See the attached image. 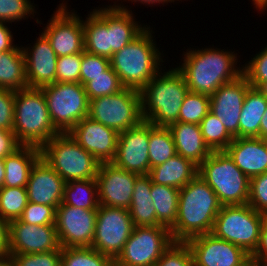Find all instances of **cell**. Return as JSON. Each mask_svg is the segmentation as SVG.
Instances as JSON below:
<instances>
[{
	"label": "cell",
	"mask_w": 267,
	"mask_h": 266,
	"mask_svg": "<svg viewBox=\"0 0 267 266\" xmlns=\"http://www.w3.org/2000/svg\"><path fill=\"white\" fill-rule=\"evenodd\" d=\"M192 49L190 47L183 52V63L177 66L191 92L210 96L220 86L236 80L243 74V65L240 67L239 64L238 67L239 59L235 50L232 52L209 46L204 49Z\"/></svg>",
	"instance_id": "6da1fadb"
},
{
	"label": "cell",
	"mask_w": 267,
	"mask_h": 266,
	"mask_svg": "<svg viewBox=\"0 0 267 266\" xmlns=\"http://www.w3.org/2000/svg\"><path fill=\"white\" fill-rule=\"evenodd\" d=\"M221 207L214 190L197 174L179 189L177 219L170 228L174 241L211 233Z\"/></svg>",
	"instance_id": "7a4b0ae2"
},
{
	"label": "cell",
	"mask_w": 267,
	"mask_h": 266,
	"mask_svg": "<svg viewBox=\"0 0 267 266\" xmlns=\"http://www.w3.org/2000/svg\"><path fill=\"white\" fill-rule=\"evenodd\" d=\"M150 25L131 43L115 52L110 58L115 71L125 88L141 91L162 69L163 51L156 45Z\"/></svg>",
	"instance_id": "3957f363"
},
{
	"label": "cell",
	"mask_w": 267,
	"mask_h": 266,
	"mask_svg": "<svg viewBox=\"0 0 267 266\" xmlns=\"http://www.w3.org/2000/svg\"><path fill=\"white\" fill-rule=\"evenodd\" d=\"M162 70L140 91L142 116L150 124L168 127L178 121L189 88L177 67Z\"/></svg>",
	"instance_id": "277c9868"
},
{
	"label": "cell",
	"mask_w": 267,
	"mask_h": 266,
	"mask_svg": "<svg viewBox=\"0 0 267 266\" xmlns=\"http://www.w3.org/2000/svg\"><path fill=\"white\" fill-rule=\"evenodd\" d=\"M13 132L21 145L41 148L59 134L54 128L45 95L39 88L16 91Z\"/></svg>",
	"instance_id": "5b68a950"
},
{
	"label": "cell",
	"mask_w": 267,
	"mask_h": 266,
	"mask_svg": "<svg viewBox=\"0 0 267 266\" xmlns=\"http://www.w3.org/2000/svg\"><path fill=\"white\" fill-rule=\"evenodd\" d=\"M198 175L214 190L222 206L248 204L250 179L226 151H212L198 166Z\"/></svg>",
	"instance_id": "8992f818"
},
{
	"label": "cell",
	"mask_w": 267,
	"mask_h": 266,
	"mask_svg": "<svg viewBox=\"0 0 267 266\" xmlns=\"http://www.w3.org/2000/svg\"><path fill=\"white\" fill-rule=\"evenodd\" d=\"M41 158L67 183L95 179L100 162L69 133H59L41 148Z\"/></svg>",
	"instance_id": "52a82bcc"
},
{
	"label": "cell",
	"mask_w": 267,
	"mask_h": 266,
	"mask_svg": "<svg viewBox=\"0 0 267 266\" xmlns=\"http://www.w3.org/2000/svg\"><path fill=\"white\" fill-rule=\"evenodd\" d=\"M265 217L249 204L222 206L211 233L241 247L251 256L258 246Z\"/></svg>",
	"instance_id": "ba28073f"
},
{
	"label": "cell",
	"mask_w": 267,
	"mask_h": 266,
	"mask_svg": "<svg viewBox=\"0 0 267 266\" xmlns=\"http://www.w3.org/2000/svg\"><path fill=\"white\" fill-rule=\"evenodd\" d=\"M40 89L45 95L51 122L59 133H68L88 117L89 98L81 83L55 82Z\"/></svg>",
	"instance_id": "9c48e42d"
},
{
	"label": "cell",
	"mask_w": 267,
	"mask_h": 266,
	"mask_svg": "<svg viewBox=\"0 0 267 266\" xmlns=\"http://www.w3.org/2000/svg\"><path fill=\"white\" fill-rule=\"evenodd\" d=\"M88 117L118 133L143 121L141 94L132 88L89 100Z\"/></svg>",
	"instance_id": "30bf717a"
},
{
	"label": "cell",
	"mask_w": 267,
	"mask_h": 266,
	"mask_svg": "<svg viewBox=\"0 0 267 266\" xmlns=\"http://www.w3.org/2000/svg\"><path fill=\"white\" fill-rule=\"evenodd\" d=\"M173 242L171 230L163 225L134 226L114 266H155Z\"/></svg>",
	"instance_id": "8fae6325"
},
{
	"label": "cell",
	"mask_w": 267,
	"mask_h": 266,
	"mask_svg": "<svg viewBox=\"0 0 267 266\" xmlns=\"http://www.w3.org/2000/svg\"><path fill=\"white\" fill-rule=\"evenodd\" d=\"M133 229L128 209L99 205L91 247L114 262L123 251Z\"/></svg>",
	"instance_id": "7c38bea8"
},
{
	"label": "cell",
	"mask_w": 267,
	"mask_h": 266,
	"mask_svg": "<svg viewBox=\"0 0 267 266\" xmlns=\"http://www.w3.org/2000/svg\"><path fill=\"white\" fill-rule=\"evenodd\" d=\"M66 2L60 3L51 15L42 33L58 57L84 51V29L82 16L70 10ZM69 9V10H68Z\"/></svg>",
	"instance_id": "4fadbf2b"
},
{
	"label": "cell",
	"mask_w": 267,
	"mask_h": 266,
	"mask_svg": "<svg viewBox=\"0 0 267 266\" xmlns=\"http://www.w3.org/2000/svg\"><path fill=\"white\" fill-rule=\"evenodd\" d=\"M186 243L191 249L194 266H253L250 255L241 247L212 233L197 235Z\"/></svg>",
	"instance_id": "5bb4252c"
},
{
	"label": "cell",
	"mask_w": 267,
	"mask_h": 266,
	"mask_svg": "<svg viewBox=\"0 0 267 266\" xmlns=\"http://www.w3.org/2000/svg\"><path fill=\"white\" fill-rule=\"evenodd\" d=\"M97 210L61 203L56 209V230L61 248L91 247Z\"/></svg>",
	"instance_id": "9a60e30c"
},
{
	"label": "cell",
	"mask_w": 267,
	"mask_h": 266,
	"mask_svg": "<svg viewBox=\"0 0 267 266\" xmlns=\"http://www.w3.org/2000/svg\"><path fill=\"white\" fill-rule=\"evenodd\" d=\"M114 165L138 175L149 174V122L142 121L135 127L119 133Z\"/></svg>",
	"instance_id": "2e32d148"
},
{
	"label": "cell",
	"mask_w": 267,
	"mask_h": 266,
	"mask_svg": "<svg viewBox=\"0 0 267 266\" xmlns=\"http://www.w3.org/2000/svg\"><path fill=\"white\" fill-rule=\"evenodd\" d=\"M8 253L32 254L58 250L61 246L55 225H31L19 219L8 223Z\"/></svg>",
	"instance_id": "e0dca14e"
},
{
	"label": "cell",
	"mask_w": 267,
	"mask_h": 266,
	"mask_svg": "<svg viewBox=\"0 0 267 266\" xmlns=\"http://www.w3.org/2000/svg\"><path fill=\"white\" fill-rule=\"evenodd\" d=\"M138 176L117 167L112 162L101 163L95 177L99 205L129 209Z\"/></svg>",
	"instance_id": "ac0fdd59"
},
{
	"label": "cell",
	"mask_w": 267,
	"mask_h": 266,
	"mask_svg": "<svg viewBox=\"0 0 267 266\" xmlns=\"http://www.w3.org/2000/svg\"><path fill=\"white\" fill-rule=\"evenodd\" d=\"M250 87L247 78L242 74L210 95V112L222 122L233 138L239 137L240 114Z\"/></svg>",
	"instance_id": "d6986e66"
},
{
	"label": "cell",
	"mask_w": 267,
	"mask_h": 266,
	"mask_svg": "<svg viewBox=\"0 0 267 266\" xmlns=\"http://www.w3.org/2000/svg\"><path fill=\"white\" fill-rule=\"evenodd\" d=\"M68 133L100 163L114 160L119 133L113 128L85 117Z\"/></svg>",
	"instance_id": "ffe728a7"
},
{
	"label": "cell",
	"mask_w": 267,
	"mask_h": 266,
	"mask_svg": "<svg viewBox=\"0 0 267 266\" xmlns=\"http://www.w3.org/2000/svg\"><path fill=\"white\" fill-rule=\"evenodd\" d=\"M30 46L22 47L28 88L40 89L55 83L58 56L46 36L39 34L33 46Z\"/></svg>",
	"instance_id": "44dd1931"
},
{
	"label": "cell",
	"mask_w": 267,
	"mask_h": 266,
	"mask_svg": "<svg viewBox=\"0 0 267 266\" xmlns=\"http://www.w3.org/2000/svg\"><path fill=\"white\" fill-rule=\"evenodd\" d=\"M122 3H118V8L105 5L92 9L107 25L110 39V58L131 43L148 26L135 20L133 11ZM139 23V24H138Z\"/></svg>",
	"instance_id": "7402d4cb"
},
{
	"label": "cell",
	"mask_w": 267,
	"mask_h": 266,
	"mask_svg": "<svg viewBox=\"0 0 267 266\" xmlns=\"http://www.w3.org/2000/svg\"><path fill=\"white\" fill-rule=\"evenodd\" d=\"M65 181L40 158L33 166L27 182L28 202L53 206L62 203Z\"/></svg>",
	"instance_id": "603a6c76"
},
{
	"label": "cell",
	"mask_w": 267,
	"mask_h": 266,
	"mask_svg": "<svg viewBox=\"0 0 267 266\" xmlns=\"http://www.w3.org/2000/svg\"><path fill=\"white\" fill-rule=\"evenodd\" d=\"M225 151L249 179L267 172L265 139L236 137Z\"/></svg>",
	"instance_id": "cb8c5ba5"
},
{
	"label": "cell",
	"mask_w": 267,
	"mask_h": 266,
	"mask_svg": "<svg viewBox=\"0 0 267 266\" xmlns=\"http://www.w3.org/2000/svg\"><path fill=\"white\" fill-rule=\"evenodd\" d=\"M168 128L173 136L176 153L197 166L212 153L204 141L199 124L177 121Z\"/></svg>",
	"instance_id": "d4e9b609"
},
{
	"label": "cell",
	"mask_w": 267,
	"mask_h": 266,
	"mask_svg": "<svg viewBox=\"0 0 267 266\" xmlns=\"http://www.w3.org/2000/svg\"><path fill=\"white\" fill-rule=\"evenodd\" d=\"M41 158L39 147L21 145L4 158L5 177L3 187L27 186L34 164Z\"/></svg>",
	"instance_id": "484cf974"
},
{
	"label": "cell",
	"mask_w": 267,
	"mask_h": 266,
	"mask_svg": "<svg viewBox=\"0 0 267 266\" xmlns=\"http://www.w3.org/2000/svg\"><path fill=\"white\" fill-rule=\"evenodd\" d=\"M198 174V166L179 154L149 171L152 183L181 189Z\"/></svg>",
	"instance_id": "4316f807"
},
{
	"label": "cell",
	"mask_w": 267,
	"mask_h": 266,
	"mask_svg": "<svg viewBox=\"0 0 267 266\" xmlns=\"http://www.w3.org/2000/svg\"><path fill=\"white\" fill-rule=\"evenodd\" d=\"M152 181L148 174L139 175L134 183L129 212L134 226H156L157 217L151 197Z\"/></svg>",
	"instance_id": "83f0119b"
},
{
	"label": "cell",
	"mask_w": 267,
	"mask_h": 266,
	"mask_svg": "<svg viewBox=\"0 0 267 266\" xmlns=\"http://www.w3.org/2000/svg\"><path fill=\"white\" fill-rule=\"evenodd\" d=\"M267 110V98L255 87H250L239 120V137H259L260 124Z\"/></svg>",
	"instance_id": "f1b7e54d"
},
{
	"label": "cell",
	"mask_w": 267,
	"mask_h": 266,
	"mask_svg": "<svg viewBox=\"0 0 267 266\" xmlns=\"http://www.w3.org/2000/svg\"><path fill=\"white\" fill-rule=\"evenodd\" d=\"M22 46L16 44L12 50L0 53V88L2 89L19 91L28 88Z\"/></svg>",
	"instance_id": "f546056e"
},
{
	"label": "cell",
	"mask_w": 267,
	"mask_h": 266,
	"mask_svg": "<svg viewBox=\"0 0 267 266\" xmlns=\"http://www.w3.org/2000/svg\"><path fill=\"white\" fill-rule=\"evenodd\" d=\"M82 19L84 29V51L110 59L108 25L92 10Z\"/></svg>",
	"instance_id": "4dcf8cb0"
},
{
	"label": "cell",
	"mask_w": 267,
	"mask_h": 266,
	"mask_svg": "<svg viewBox=\"0 0 267 266\" xmlns=\"http://www.w3.org/2000/svg\"><path fill=\"white\" fill-rule=\"evenodd\" d=\"M151 197L155 206L157 225L170 229L177 219L179 189L152 183Z\"/></svg>",
	"instance_id": "1f68e13d"
},
{
	"label": "cell",
	"mask_w": 267,
	"mask_h": 266,
	"mask_svg": "<svg viewBox=\"0 0 267 266\" xmlns=\"http://www.w3.org/2000/svg\"><path fill=\"white\" fill-rule=\"evenodd\" d=\"M62 203L77 208L97 210L99 201L96 179L65 183Z\"/></svg>",
	"instance_id": "d6a6232c"
},
{
	"label": "cell",
	"mask_w": 267,
	"mask_h": 266,
	"mask_svg": "<svg viewBox=\"0 0 267 266\" xmlns=\"http://www.w3.org/2000/svg\"><path fill=\"white\" fill-rule=\"evenodd\" d=\"M173 136L168 127L149 123V162L150 169L165 163L176 155Z\"/></svg>",
	"instance_id": "836d02e7"
},
{
	"label": "cell",
	"mask_w": 267,
	"mask_h": 266,
	"mask_svg": "<svg viewBox=\"0 0 267 266\" xmlns=\"http://www.w3.org/2000/svg\"><path fill=\"white\" fill-rule=\"evenodd\" d=\"M61 266H114V262L92 247H69L61 248Z\"/></svg>",
	"instance_id": "e575fe53"
},
{
	"label": "cell",
	"mask_w": 267,
	"mask_h": 266,
	"mask_svg": "<svg viewBox=\"0 0 267 266\" xmlns=\"http://www.w3.org/2000/svg\"><path fill=\"white\" fill-rule=\"evenodd\" d=\"M25 187H2L0 189V218L7 223L19 219L27 206Z\"/></svg>",
	"instance_id": "d590c367"
},
{
	"label": "cell",
	"mask_w": 267,
	"mask_h": 266,
	"mask_svg": "<svg viewBox=\"0 0 267 266\" xmlns=\"http://www.w3.org/2000/svg\"><path fill=\"white\" fill-rule=\"evenodd\" d=\"M199 125L204 141L211 151H225L234 140L222 122L211 112Z\"/></svg>",
	"instance_id": "8d00e7d4"
},
{
	"label": "cell",
	"mask_w": 267,
	"mask_h": 266,
	"mask_svg": "<svg viewBox=\"0 0 267 266\" xmlns=\"http://www.w3.org/2000/svg\"><path fill=\"white\" fill-rule=\"evenodd\" d=\"M210 112V96L189 91L184 98L178 121L183 123L200 124Z\"/></svg>",
	"instance_id": "74e56055"
},
{
	"label": "cell",
	"mask_w": 267,
	"mask_h": 266,
	"mask_svg": "<svg viewBox=\"0 0 267 266\" xmlns=\"http://www.w3.org/2000/svg\"><path fill=\"white\" fill-rule=\"evenodd\" d=\"M124 88L111 66L102 75L92 77L91 81L84 84L89 100L118 93Z\"/></svg>",
	"instance_id": "f35d334b"
},
{
	"label": "cell",
	"mask_w": 267,
	"mask_h": 266,
	"mask_svg": "<svg viewBox=\"0 0 267 266\" xmlns=\"http://www.w3.org/2000/svg\"><path fill=\"white\" fill-rule=\"evenodd\" d=\"M30 0H0V22L10 23L35 17L36 9Z\"/></svg>",
	"instance_id": "ab89813d"
},
{
	"label": "cell",
	"mask_w": 267,
	"mask_h": 266,
	"mask_svg": "<svg viewBox=\"0 0 267 266\" xmlns=\"http://www.w3.org/2000/svg\"><path fill=\"white\" fill-rule=\"evenodd\" d=\"M155 266H194L189 245L183 241H174L161 255Z\"/></svg>",
	"instance_id": "60d3db41"
},
{
	"label": "cell",
	"mask_w": 267,
	"mask_h": 266,
	"mask_svg": "<svg viewBox=\"0 0 267 266\" xmlns=\"http://www.w3.org/2000/svg\"><path fill=\"white\" fill-rule=\"evenodd\" d=\"M247 62L243 65V75L251 87L258 88L267 81V45Z\"/></svg>",
	"instance_id": "b9f144b4"
},
{
	"label": "cell",
	"mask_w": 267,
	"mask_h": 266,
	"mask_svg": "<svg viewBox=\"0 0 267 266\" xmlns=\"http://www.w3.org/2000/svg\"><path fill=\"white\" fill-rule=\"evenodd\" d=\"M19 220L31 225H55L56 209L53 206L28 202Z\"/></svg>",
	"instance_id": "7bdbcfd3"
},
{
	"label": "cell",
	"mask_w": 267,
	"mask_h": 266,
	"mask_svg": "<svg viewBox=\"0 0 267 266\" xmlns=\"http://www.w3.org/2000/svg\"><path fill=\"white\" fill-rule=\"evenodd\" d=\"M82 53L58 57L56 82L80 83Z\"/></svg>",
	"instance_id": "ee69618b"
},
{
	"label": "cell",
	"mask_w": 267,
	"mask_h": 266,
	"mask_svg": "<svg viewBox=\"0 0 267 266\" xmlns=\"http://www.w3.org/2000/svg\"><path fill=\"white\" fill-rule=\"evenodd\" d=\"M14 266H61V247L45 253L9 254Z\"/></svg>",
	"instance_id": "f6af8a7d"
},
{
	"label": "cell",
	"mask_w": 267,
	"mask_h": 266,
	"mask_svg": "<svg viewBox=\"0 0 267 266\" xmlns=\"http://www.w3.org/2000/svg\"><path fill=\"white\" fill-rule=\"evenodd\" d=\"M110 66V59L83 51L80 68V83L84 85L86 82L91 81L92 77L102 75Z\"/></svg>",
	"instance_id": "bcb514c9"
},
{
	"label": "cell",
	"mask_w": 267,
	"mask_h": 266,
	"mask_svg": "<svg viewBox=\"0 0 267 266\" xmlns=\"http://www.w3.org/2000/svg\"><path fill=\"white\" fill-rule=\"evenodd\" d=\"M248 204L267 216V172L250 178Z\"/></svg>",
	"instance_id": "7dc6e473"
},
{
	"label": "cell",
	"mask_w": 267,
	"mask_h": 266,
	"mask_svg": "<svg viewBox=\"0 0 267 266\" xmlns=\"http://www.w3.org/2000/svg\"><path fill=\"white\" fill-rule=\"evenodd\" d=\"M16 91L0 88V128L13 131Z\"/></svg>",
	"instance_id": "c3c4849f"
},
{
	"label": "cell",
	"mask_w": 267,
	"mask_h": 266,
	"mask_svg": "<svg viewBox=\"0 0 267 266\" xmlns=\"http://www.w3.org/2000/svg\"><path fill=\"white\" fill-rule=\"evenodd\" d=\"M253 266L267 264V216L265 217L260 231V239L255 252L250 256Z\"/></svg>",
	"instance_id": "681fc988"
},
{
	"label": "cell",
	"mask_w": 267,
	"mask_h": 266,
	"mask_svg": "<svg viewBox=\"0 0 267 266\" xmlns=\"http://www.w3.org/2000/svg\"><path fill=\"white\" fill-rule=\"evenodd\" d=\"M21 144L17 141L13 131L0 128V158L13 153Z\"/></svg>",
	"instance_id": "f907efd6"
},
{
	"label": "cell",
	"mask_w": 267,
	"mask_h": 266,
	"mask_svg": "<svg viewBox=\"0 0 267 266\" xmlns=\"http://www.w3.org/2000/svg\"><path fill=\"white\" fill-rule=\"evenodd\" d=\"M5 22H0V53L12 50L16 45L11 28ZM9 27V28H8Z\"/></svg>",
	"instance_id": "816d5d0a"
},
{
	"label": "cell",
	"mask_w": 267,
	"mask_h": 266,
	"mask_svg": "<svg viewBox=\"0 0 267 266\" xmlns=\"http://www.w3.org/2000/svg\"><path fill=\"white\" fill-rule=\"evenodd\" d=\"M8 236V223L0 218V258H4L9 255Z\"/></svg>",
	"instance_id": "f5cc1de1"
},
{
	"label": "cell",
	"mask_w": 267,
	"mask_h": 266,
	"mask_svg": "<svg viewBox=\"0 0 267 266\" xmlns=\"http://www.w3.org/2000/svg\"><path fill=\"white\" fill-rule=\"evenodd\" d=\"M118 1H120V0L115 1L114 2L115 4H113L111 6H114V7L118 8ZM124 1L126 2L127 0H123V1L121 0V3L124 2ZM129 1H131L132 4H133V2L134 3L138 2V4L139 3L143 4V5L145 4L146 6L149 5L151 7V6L155 5V4H157V5H159V4L161 5L162 4L164 6V4L174 3V2L179 1V0H128V3H129ZM180 1L182 2V0H180ZM116 2H117V4H116Z\"/></svg>",
	"instance_id": "db71d44e"
},
{
	"label": "cell",
	"mask_w": 267,
	"mask_h": 266,
	"mask_svg": "<svg viewBox=\"0 0 267 266\" xmlns=\"http://www.w3.org/2000/svg\"><path fill=\"white\" fill-rule=\"evenodd\" d=\"M259 138L267 139V110L265 111V114L260 124Z\"/></svg>",
	"instance_id": "11a10c76"
},
{
	"label": "cell",
	"mask_w": 267,
	"mask_h": 266,
	"mask_svg": "<svg viewBox=\"0 0 267 266\" xmlns=\"http://www.w3.org/2000/svg\"><path fill=\"white\" fill-rule=\"evenodd\" d=\"M4 177H5V164L4 158H0V189L4 185Z\"/></svg>",
	"instance_id": "9f6ffc18"
},
{
	"label": "cell",
	"mask_w": 267,
	"mask_h": 266,
	"mask_svg": "<svg viewBox=\"0 0 267 266\" xmlns=\"http://www.w3.org/2000/svg\"><path fill=\"white\" fill-rule=\"evenodd\" d=\"M0 266H14L9 255L4 258H0Z\"/></svg>",
	"instance_id": "6f0895ef"
},
{
	"label": "cell",
	"mask_w": 267,
	"mask_h": 266,
	"mask_svg": "<svg viewBox=\"0 0 267 266\" xmlns=\"http://www.w3.org/2000/svg\"><path fill=\"white\" fill-rule=\"evenodd\" d=\"M257 89L267 98V81L263 82Z\"/></svg>",
	"instance_id": "680465c9"
},
{
	"label": "cell",
	"mask_w": 267,
	"mask_h": 266,
	"mask_svg": "<svg viewBox=\"0 0 267 266\" xmlns=\"http://www.w3.org/2000/svg\"><path fill=\"white\" fill-rule=\"evenodd\" d=\"M265 148H266V153H267V139H265Z\"/></svg>",
	"instance_id": "91938a15"
}]
</instances>
